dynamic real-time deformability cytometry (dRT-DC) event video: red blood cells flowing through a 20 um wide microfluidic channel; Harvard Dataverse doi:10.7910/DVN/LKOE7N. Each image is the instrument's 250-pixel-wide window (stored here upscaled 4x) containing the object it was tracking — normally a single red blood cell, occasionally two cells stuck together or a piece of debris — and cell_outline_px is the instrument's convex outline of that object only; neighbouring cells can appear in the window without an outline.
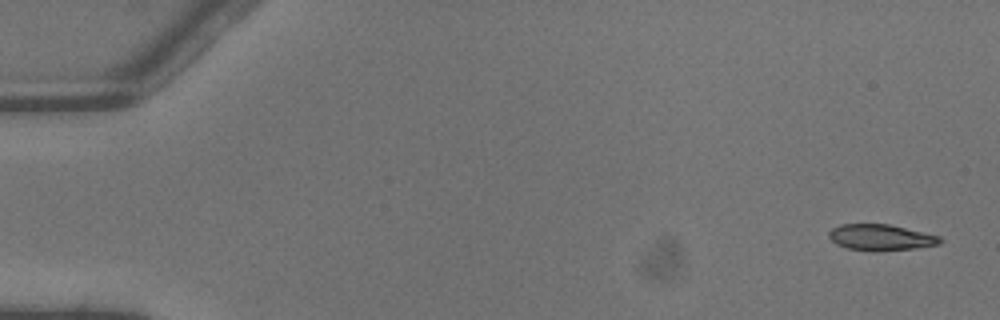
{"species": "common noctule bat (a hibernating species)", "species_latin": "Nyctalus noctula", "temperature_condition": "warm", "stored_images_in_passage": 4, "camera_frame_rate_fps": 3000, "um_per_image_px": 0.085, "animal": {"sex": "male", "body_mass_g": 13.3}, "frame": {"image": 1, "passage_image": 1, "time_ms": 0.0, "image_size_px": [1000, 320], "cell_outline_px": [[944, 240], [940, 244], [912, 248], [876, 252], [872, 252], [848, 248], [836, 244], [828, 236], [828, 232], [832, 228], [840, 224], [888, 224], [940, 236]], "centroid_in_image_um": [74.85, 20.18], "position_along_channel_um": 10.2, "area_um2": 16.94}}
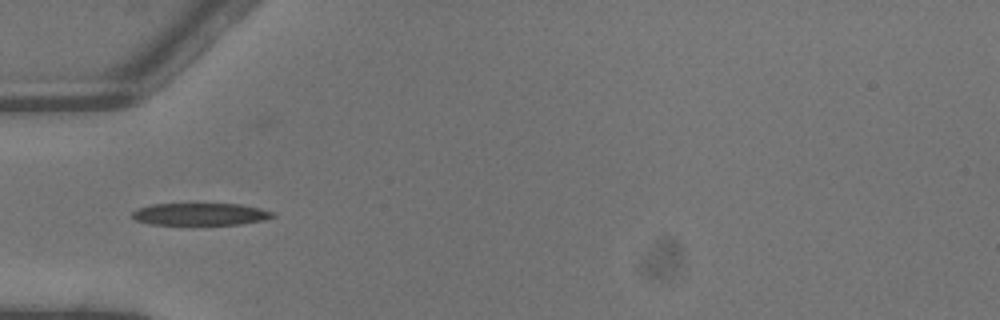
{"frame": {"image": 2, "passage_image": 4, "time_ms": 1.0, "image_size_px": [1000, 320], "cell_outline_px": [[276, 216], [264, 220], [240, 224], [148, 224], [136, 220], [132, 216], [132, 212], [136, 208], [152, 204], [240, 204], [260, 208], [276, 212]], "centroid_in_image_um": [17.05, 18.2], "position_along_channel_um": 67.9, "area_um2": 18.21}}